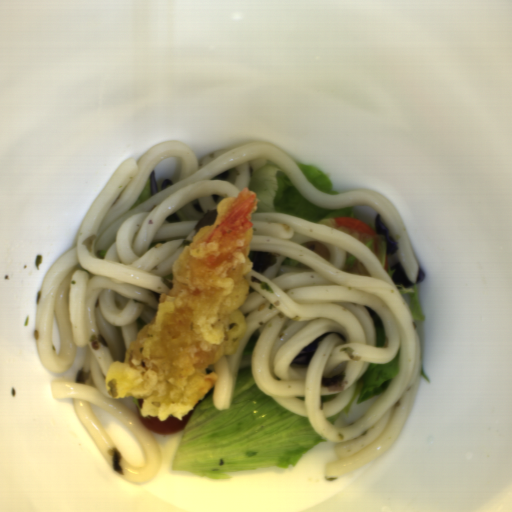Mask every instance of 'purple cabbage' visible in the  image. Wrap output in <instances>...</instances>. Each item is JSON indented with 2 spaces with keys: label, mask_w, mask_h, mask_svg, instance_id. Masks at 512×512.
I'll use <instances>...</instances> for the list:
<instances>
[{
  "label": "purple cabbage",
  "mask_w": 512,
  "mask_h": 512,
  "mask_svg": "<svg viewBox=\"0 0 512 512\" xmlns=\"http://www.w3.org/2000/svg\"><path fill=\"white\" fill-rule=\"evenodd\" d=\"M393 274L390 277L397 289L408 286H418L420 282L425 280V272L418 267L417 275L414 281H411L401 260L392 266Z\"/></svg>",
  "instance_id": "purple-cabbage-1"
},
{
  "label": "purple cabbage",
  "mask_w": 512,
  "mask_h": 512,
  "mask_svg": "<svg viewBox=\"0 0 512 512\" xmlns=\"http://www.w3.org/2000/svg\"><path fill=\"white\" fill-rule=\"evenodd\" d=\"M171 185H173V182H172L171 180H169V179H167V178H166L165 180H163V181H162V183H161V185H160V188H161V190H162V189H164V188H166V187H169V186H171Z\"/></svg>",
  "instance_id": "purple-cabbage-5"
},
{
  "label": "purple cabbage",
  "mask_w": 512,
  "mask_h": 512,
  "mask_svg": "<svg viewBox=\"0 0 512 512\" xmlns=\"http://www.w3.org/2000/svg\"><path fill=\"white\" fill-rule=\"evenodd\" d=\"M373 231L378 235V237H381L383 244H384V254H394L396 252L397 245L395 243V240L392 236V233L387 226V224L384 222V220L381 218V216L378 214L375 216L374 220V226Z\"/></svg>",
  "instance_id": "purple-cabbage-2"
},
{
  "label": "purple cabbage",
  "mask_w": 512,
  "mask_h": 512,
  "mask_svg": "<svg viewBox=\"0 0 512 512\" xmlns=\"http://www.w3.org/2000/svg\"><path fill=\"white\" fill-rule=\"evenodd\" d=\"M149 190L150 194L153 196L156 193L160 192L156 183V173L155 170L152 169L150 175H149Z\"/></svg>",
  "instance_id": "purple-cabbage-4"
},
{
  "label": "purple cabbage",
  "mask_w": 512,
  "mask_h": 512,
  "mask_svg": "<svg viewBox=\"0 0 512 512\" xmlns=\"http://www.w3.org/2000/svg\"><path fill=\"white\" fill-rule=\"evenodd\" d=\"M329 335V332L324 334L323 336L315 339L314 341L310 342L307 346H305L298 354L297 356L292 360L290 366L298 367V368H304L307 366L309 360L312 358V356L315 354L318 346L320 345L322 339Z\"/></svg>",
  "instance_id": "purple-cabbage-3"
}]
</instances>
